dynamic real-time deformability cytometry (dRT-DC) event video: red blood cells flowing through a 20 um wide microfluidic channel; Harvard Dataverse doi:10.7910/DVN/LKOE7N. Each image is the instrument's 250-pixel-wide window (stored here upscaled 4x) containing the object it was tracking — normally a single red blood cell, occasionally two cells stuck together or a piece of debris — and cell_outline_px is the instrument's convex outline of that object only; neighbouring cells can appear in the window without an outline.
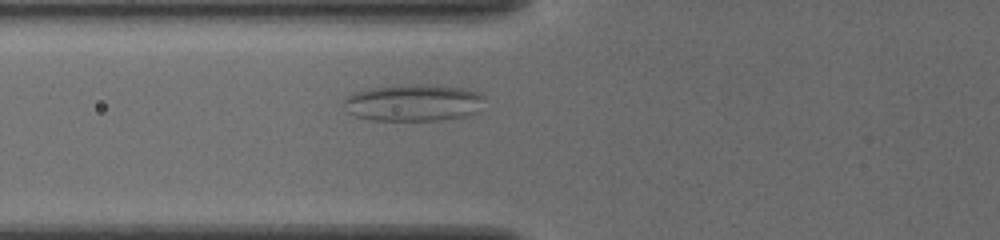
{"species": "common noctule bat (a hibernating species)", "species_latin": "Nyctalus noctula", "temperature_condition": "cold", "stored_images_in_passage": 28, "camera_frame_rate_fps": 3000, "um_per_image_px": 0.085, "animal": {"sex": "female", "body_mass_g": 19.5, "forearm_length_mm": 54.1}, "frame": {"image": 1, "passage_image": 5, "time_ms": 1.333, "image_size_px": [1000, 240], "cell_outline_px": [[484, 96], [476, 112], [464, 116], [436, 120], [372, 120], [356, 116], [348, 112], [344, 104], [344, 100], [352, 92], [372, 88], [396, 84], [428, 84], [464, 88], [480, 92]], "centroid_in_image_um": [35.12, 8.71], "position_along_channel_um": 90.7, "area_um2": 30.23}}
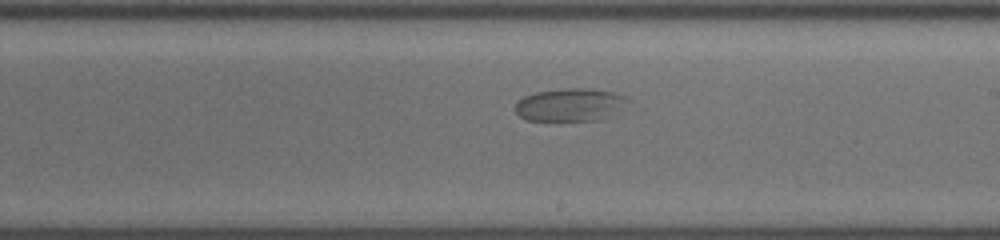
{"frame": {"image": 2, "passage_image": 17, "time_ms": 5.333, "image_size_px": [1000, 240], "cell_outline_px": [[636, 100], [616, 116], [600, 120], [528, 120], [520, 116], [516, 112], [516, 104], [524, 96], [536, 92], [564, 88], [592, 88], [616, 92], [628, 96]], "centroid_in_image_um": [48.68, 8.89], "position_along_channel_um": 240.3, "area_um2": 22.43}}
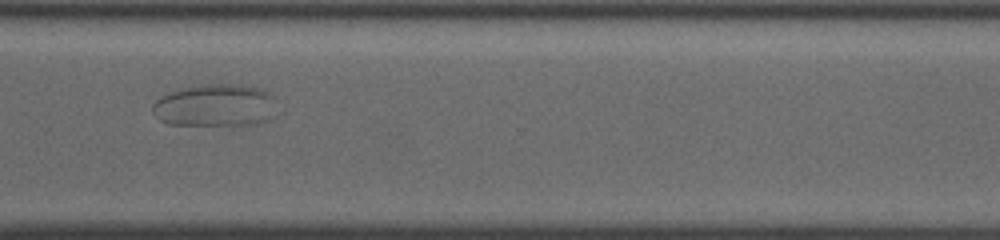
{"frame": {"image": 3, "passage_image": 26, "time_ms": 8.333, "image_size_px": [1000, 240], "cell_outline_px": [[276, 96], [268, 116], [264, 120], [256, 124], [168, 124], [160, 120], [152, 112], [152, 104], [160, 96], [176, 88], [200, 84], [240, 84], [260, 88]], "centroid_in_image_um": [18.2, 8.91], "position_along_channel_um": 352.4, "area_um2": 30.52}}